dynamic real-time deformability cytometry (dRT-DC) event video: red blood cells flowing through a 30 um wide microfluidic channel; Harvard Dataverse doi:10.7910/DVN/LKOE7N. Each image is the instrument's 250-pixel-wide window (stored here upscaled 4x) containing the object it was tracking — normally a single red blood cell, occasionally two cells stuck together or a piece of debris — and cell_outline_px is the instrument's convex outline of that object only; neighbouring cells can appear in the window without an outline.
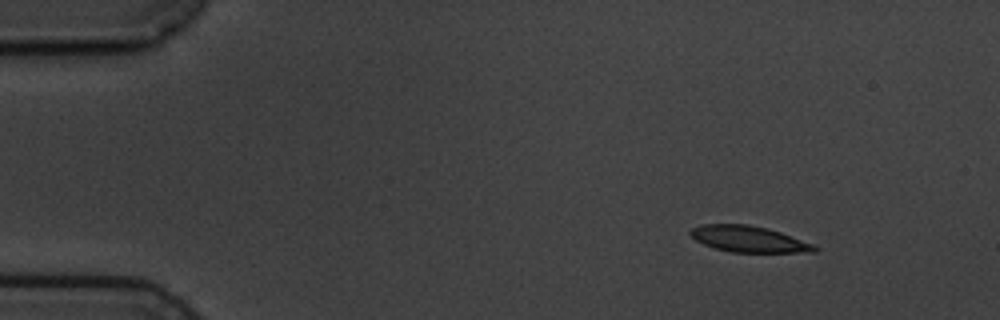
{"species": "common noctule bat (a hibernating species)", "species_latin": "Nyctalus noctula", "temperature_condition": "cold", "stored_images_in_passage": 4, "camera_frame_rate_fps": 3000, "um_per_image_px": 0.085, "animal": {"sex": "male", "body_mass_g": 19.5, "forearm_length_mm": 54.6}, "frame": {"image": 1, "passage_image": 1, "time_ms": 0.0, "image_size_px": [1000, 320], "cell_outline_px": [[820, 248], [816, 252], [732, 252], [716, 248], [704, 244], [696, 240], [688, 232], [692, 228], [700, 224], [748, 224], [768, 228], [780, 232], [812, 244]], "centroid_in_image_um": [63.63, 20.31], "position_along_channel_um": 21.4, "area_um2": 18.79}}